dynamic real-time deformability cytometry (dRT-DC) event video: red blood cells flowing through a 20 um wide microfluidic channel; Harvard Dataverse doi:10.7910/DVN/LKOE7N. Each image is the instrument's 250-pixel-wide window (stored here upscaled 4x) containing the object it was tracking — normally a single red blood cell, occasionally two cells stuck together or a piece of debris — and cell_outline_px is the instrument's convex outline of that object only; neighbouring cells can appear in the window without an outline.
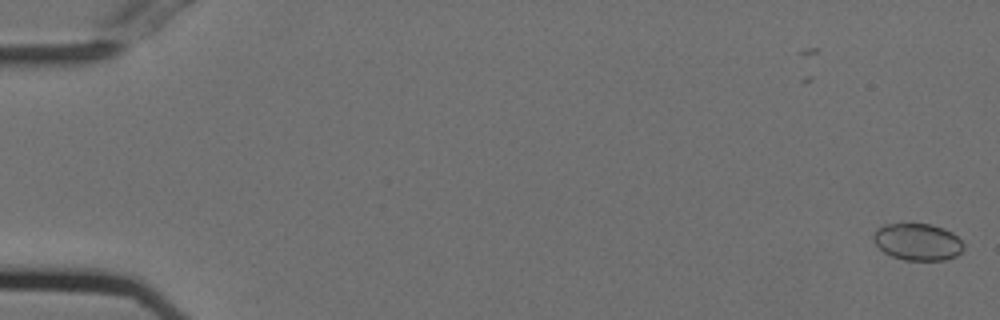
{"species": "Egyptian fruit bat (a non-hibernating species)", "species_latin": "Rousettus aegyptiacus", "temperature_condition": "cold", "stored_images_in_passage": 2, "camera_frame_rate_fps": 3000, "um_per_image_px": 0.085, "animal": {"sex": "female"}, "frame": {"image": 1, "passage_image": 2, "time_ms": 0.333, "image_size_px": [1000, 320], "cell_outline_px": [[964, 248], [956, 256], [948, 260], [904, 260], [892, 256], [884, 252], [872, 240], [872, 236], [876, 228], [884, 224], [932, 224], [944, 228], [952, 232], [964, 244]], "centroid_in_image_um": [77.99, 20.56], "position_along_channel_um": 7.0, "area_um2": 19.54}}